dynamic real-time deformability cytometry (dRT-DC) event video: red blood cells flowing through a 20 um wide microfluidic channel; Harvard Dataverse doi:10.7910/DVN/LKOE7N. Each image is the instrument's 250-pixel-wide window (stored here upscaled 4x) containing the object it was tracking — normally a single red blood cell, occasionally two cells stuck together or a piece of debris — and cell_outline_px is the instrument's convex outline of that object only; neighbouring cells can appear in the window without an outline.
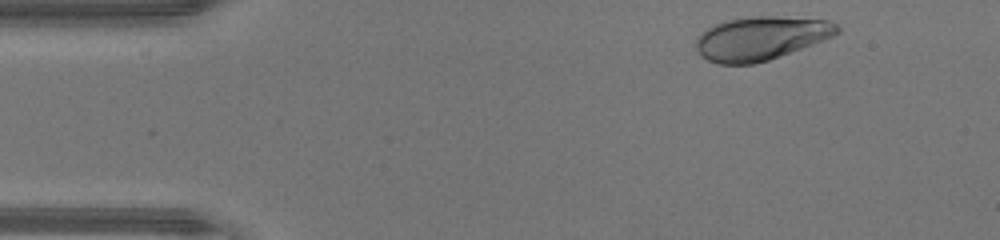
{"species": "human", "species_latin": "Homo sapiens", "temperature_condition": "warm", "stored_images_in_passage": 36, "camera_frame_rate_fps": 3000, "um_per_image_px": 0.085, "donor": {"sex": "male"}, "frame": {"image": 1, "passage_image": 2, "time_ms": 0.333, "image_size_px": [1000, 240], "cell_outline_px": [[840, 32], [824, 40], [768, 60], [752, 64], [716, 64], [700, 56], [696, 52], [696, 36], [704, 28], [728, 20], [752, 16], [776, 16], [828, 20], [836, 24], [840, 28]], "centroid_in_image_um": [64.62, 3.25], "position_along_channel_um": 20.4, "area_um2": 36.01}}
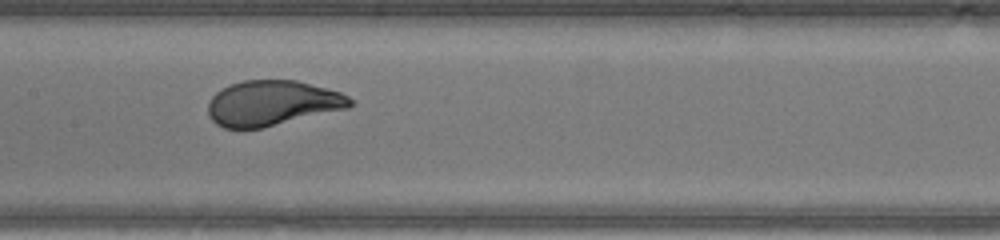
{"frame": {"image": 2, "passage_image": 19, "time_ms": 6.0, "image_size_px": [1000, 240], "cell_outline_px": [[356, 104], [348, 108], [260, 128], [224, 128], [216, 124], [208, 116], [208, 104], [212, 96], [216, 92], [228, 84], [244, 80], [296, 80], [340, 92], [348, 96]], "centroid_in_image_um": [23.12, 8.76], "position_along_channel_um": 184.3, "area_um2": 37.34}}
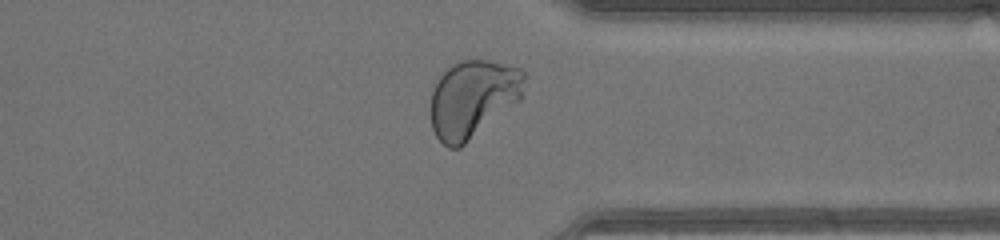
{"frame": {"image": 3, "passage_image": 32, "time_ms": 10.333, "image_size_px": [1000, 240], "cell_outline_px": [[524, 96], [520, 100], [460, 148], [448, 148], [436, 136], [432, 128], [432, 92], [440, 76], [452, 64], [460, 60], [488, 60], [520, 68], [524, 72]], "centroid_in_image_um": [40.22, 8.39], "position_along_channel_um": 371.2, "area_um2": 42.08}, "authors_computed_cell_mechanics": {"area_um2": 38.0902, "velocity_mm_per_s": 4.3958, "shape_relaxation_time_tau1_ms": 2.9088, "shape_relaxation_time_tau2_ms": null, "deformation_change_tau1": 0.1719, "deformation_change_tau2": null}}